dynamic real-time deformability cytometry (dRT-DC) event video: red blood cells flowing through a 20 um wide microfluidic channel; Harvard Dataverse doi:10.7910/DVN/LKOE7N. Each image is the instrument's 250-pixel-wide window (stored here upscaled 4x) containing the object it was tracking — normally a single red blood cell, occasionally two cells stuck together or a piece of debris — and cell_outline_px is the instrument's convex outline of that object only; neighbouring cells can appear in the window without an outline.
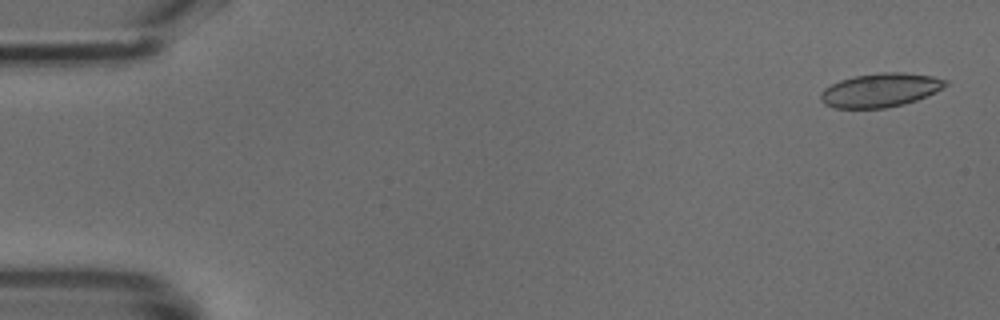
{"species": "common noctule bat (a hibernating species)", "species_latin": "Nyctalus noctula", "temperature_condition": "cold", "stored_images_in_passage": 34, "camera_frame_rate_fps": 3000, "um_per_image_px": 0.085, "animal": {"sex": "male", "body_mass_g": 18.8}, "frame": {"image": 1, "passage_image": 1, "time_ms": 0.0, "image_size_px": [1000, 320], "cell_outline_px": [[948, 84], [944, 88], [936, 92], [916, 100], [904, 104], [884, 108], [836, 108], [824, 104], [820, 100], [820, 92], [824, 88], [840, 80], [856, 76], [880, 72], [904, 72], [932, 76], [948, 80]], "centroid_in_image_um": [74.84, 7.66], "position_along_channel_um": 10.2, "area_um2": 24.68}}
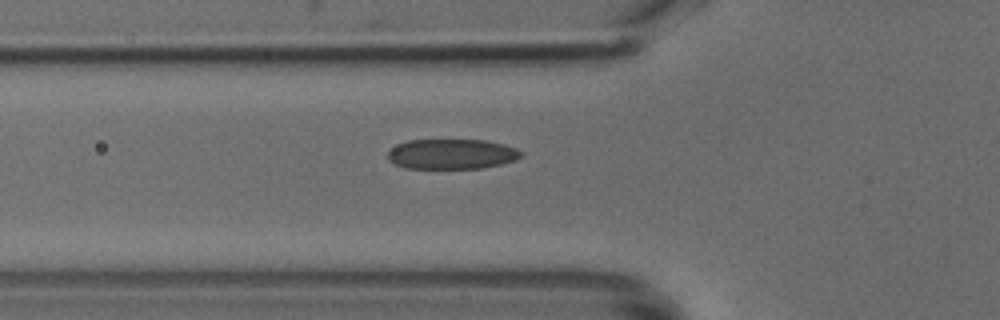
{"frame": {"image": 2, "passage_image": 16, "time_ms": 5.0, "image_size_px": [1000, 320], "cell_outline_px": [[524, 156], [516, 160], [500, 164], [480, 168], [404, 168], [388, 160], [388, 152], [396, 144], [408, 140], [484, 140], [504, 144], [516, 148], [524, 152]], "centroid_in_image_um": [38.42, 13.09], "position_along_channel_um": 87.4, "area_um2": 23.47}}
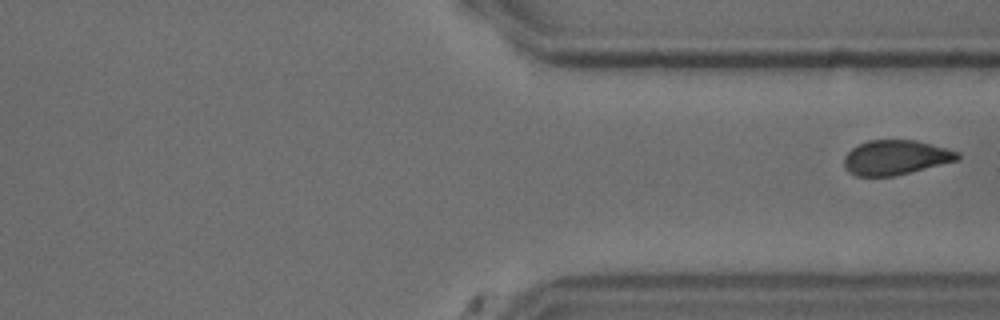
{"frame": {"image": 3, "passage_image": 34, "time_ms": 11.0, "image_size_px": [1000, 320], "cell_outline_px": [[960, 160], [896, 176], [856, 176], [848, 172], [844, 168], [844, 156], [852, 148], [868, 140], [916, 140], [960, 152]], "centroid_in_image_um": [76.14, 13.4], "position_along_channel_um": 335.3, "area_um2": 23.12}}